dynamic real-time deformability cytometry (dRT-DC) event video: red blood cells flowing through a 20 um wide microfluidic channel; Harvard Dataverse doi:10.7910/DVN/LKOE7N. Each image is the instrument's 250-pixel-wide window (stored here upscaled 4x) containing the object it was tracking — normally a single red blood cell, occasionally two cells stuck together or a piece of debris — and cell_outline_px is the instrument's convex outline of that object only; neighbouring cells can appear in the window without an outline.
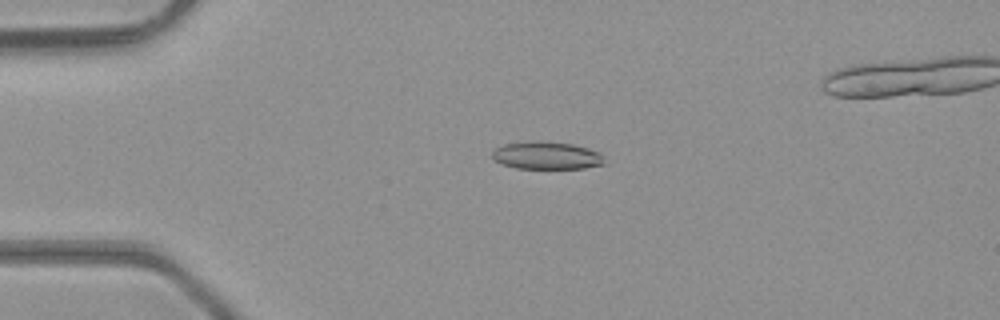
{"species": "common noctule bat (a hibernating species)", "species_latin": "Nyctalus noctula", "temperature_condition": "room temperature", "stored_images_in_passage": 37, "camera_frame_rate_fps": 3000, "um_per_image_px": 0.085, "animal": {"sex": "male", "body_mass_g": 23.1, "forearm_length_mm": 52.7}, "frame": {"image": 1, "passage_image": 3, "time_ms": 0.667, "image_size_px": [1000, 320], "cell_outline_px": [[604, 164], [584, 168], [516, 168], [492, 160], [492, 152], [496, 148], [504, 144], [532, 140], [540, 140], [572, 144], [588, 148], [600, 152]], "centroid_in_image_um": [46.43, 13.2], "position_along_channel_um": 38.6, "area_um2": 18.09}}
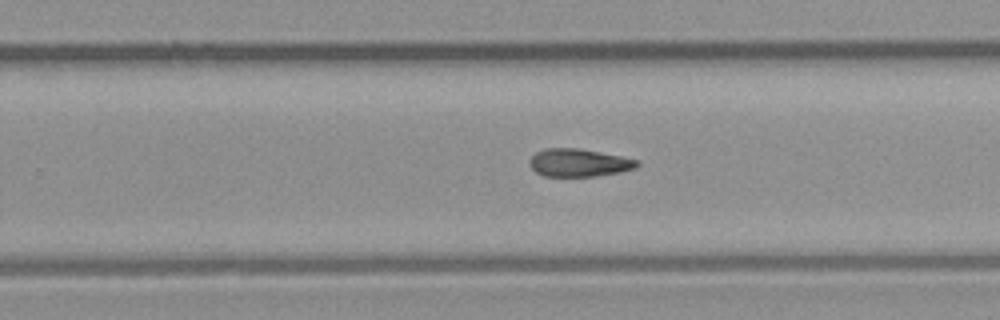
{"frame": {"image": 2, "passage_image": 22, "time_ms": 7.0, "image_size_px": [1000, 320], "cell_outline_px": [[640, 164], [636, 168], [620, 172], [596, 176], [544, 176], [536, 172], [528, 164], [528, 160], [536, 152], [548, 148], [580, 148], [620, 156], [636, 160]], "centroid_in_image_um": [49.18, 13.83], "position_along_channel_um": 280.6, "area_um2": 17.4}}
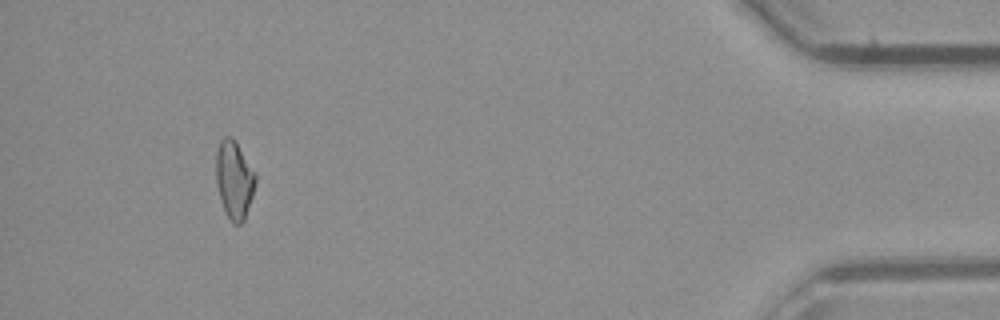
{"frame": {"image": 3, "passage_image": 36, "time_ms": 11.667, "image_size_px": [1000, 320], "cell_outline_px": [[256, 180], [252, 196], [244, 220], [240, 224], [232, 224], [224, 208], [220, 196], [216, 180], [216, 152], [220, 140], [224, 136], [232, 136], [236, 140], [256, 172]], "centroid_in_image_um": [19.92, 15.21], "position_along_channel_um": 415.3, "area_um2": 17.98}}